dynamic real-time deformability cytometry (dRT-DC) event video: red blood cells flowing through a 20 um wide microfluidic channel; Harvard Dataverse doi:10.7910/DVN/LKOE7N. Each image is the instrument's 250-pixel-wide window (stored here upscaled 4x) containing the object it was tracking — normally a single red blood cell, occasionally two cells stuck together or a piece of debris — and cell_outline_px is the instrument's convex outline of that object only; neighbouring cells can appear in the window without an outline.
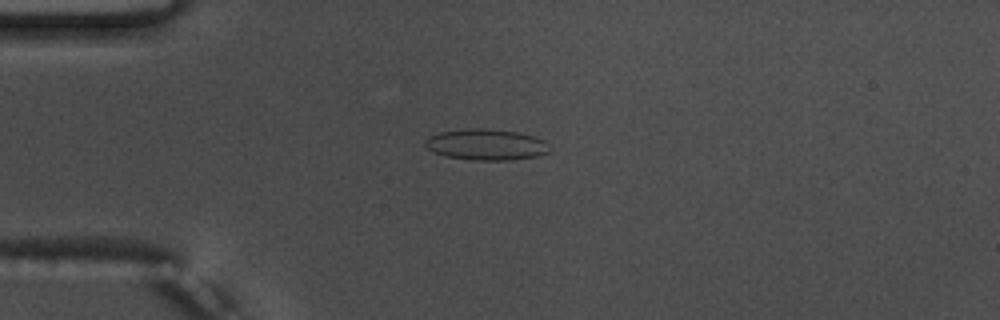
{"species": "common noctule bat (a hibernating species)", "species_latin": "Nyctalus noctula", "temperature_condition": "warm", "stored_images_in_passage": 56, "camera_frame_rate_fps": 3000, "um_per_image_px": 0.085, "animal": {"sex": "male", "body_mass_g": 17.5, "forearm_length_mm": 52.3}, "frame": {"image": 1, "passage_image": 15, "time_ms": 4.667, "image_size_px": [1000, 320], "cell_outline_px": [[552, 148], [548, 152], [536, 156], [512, 160], [472, 160], [444, 156], [432, 152], [424, 144], [424, 140], [428, 136], [440, 132], [476, 128], [484, 128], [516, 132], [532, 136], [544, 140]], "centroid_in_image_um": [41.31, 12.3], "position_along_channel_um": 43.7, "area_um2": 22.54}}
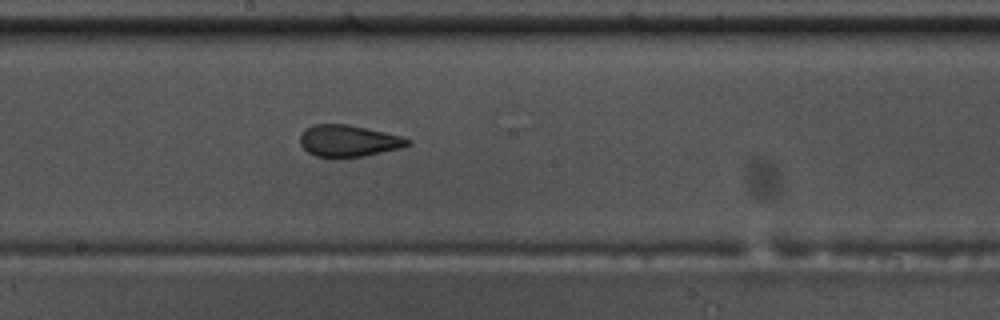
{"frame": {"image": 2, "passage_image": 31, "time_ms": 10.0, "image_size_px": [1000, 320], "cell_outline_px": [[412, 144], [400, 148], [364, 156], [316, 156], [308, 152], [300, 144], [300, 136], [312, 124], [348, 124], [368, 128], [400, 136], [412, 140]], "centroid_in_image_um": [29.65, 11.95], "position_along_channel_um": 218.5, "area_um2": 19.54}}
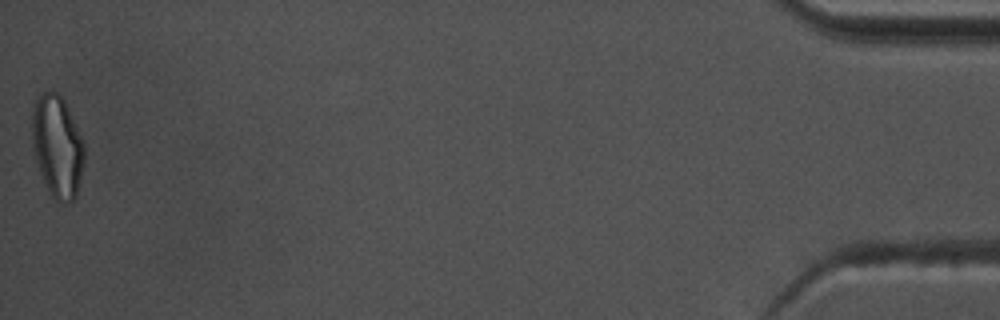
{"frame": {"image": 3, "passage_image": 56, "time_ms": 18.333, "image_size_px": [1000, 320], "cell_outline_px": [[84, 160], [76, 196], [68, 204], [60, 204], [52, 196], [40, 172], [32, 148], [32, 108], [36, 100], [44, 92], [56, 92], [64, 100], [68, 108], [84, 144]], "centroid_in_image_um": [4.86, 12.46], "position_along_channel_um": 430.3, "area_um2": 30.75}, "authors_computed_cell_mechanics": {"area_um2": 21.6461, "velocity_mm_per_s": 3.6978, "shape_relaxation_time_tau1_ms": null, "shape_relaxation_time_tau2_ms": 1.34, "deformation_change_tau1": null, "deformation_change_tau2": 0.0689}}